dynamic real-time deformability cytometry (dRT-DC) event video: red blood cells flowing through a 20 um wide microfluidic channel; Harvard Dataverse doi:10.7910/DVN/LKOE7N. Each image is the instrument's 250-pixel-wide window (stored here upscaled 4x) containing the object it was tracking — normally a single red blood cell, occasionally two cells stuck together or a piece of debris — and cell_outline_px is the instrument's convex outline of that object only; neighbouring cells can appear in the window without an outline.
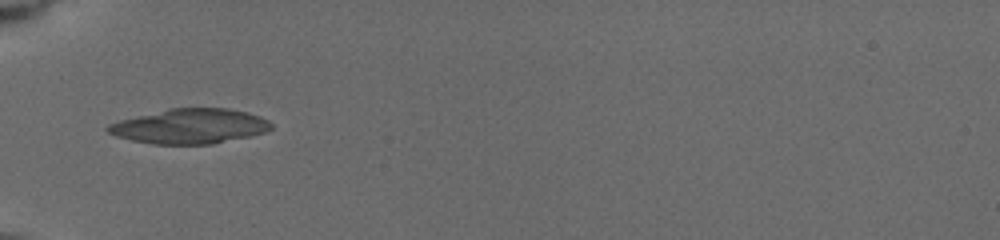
{"species": "common noctule bat (a hibernating species)", "species_latin": "Nyctalus noctula", "temperature_condition": "cold", "stored_images_in_passage": 32, "camera_frame_rate_fps": 3000, "um_per_image_px": 0.085, "animal": {"sex": "female", "body_mass_g": 19.5, "forearm_length_mm": 54.1}, "frame": {"image": 1, "passage_image": 1, "time_ms": 0.0, "image_size_px": [1000, 240], "cell_outline_px": [[272, 128], [268, 132], [252, 136], [212, 144], [156, 144], [132, 140], [116, 136], [108, 132], [104, 128], [108, 124], [120, 120], [168, 108], [228, 108], [248, 112], [260, 116], [268, 120], [272, 124]], "centroid_in_image_um": [16.18, 10.73], "position_along_channel_um": 68.8, "area_um2": 33.35}}
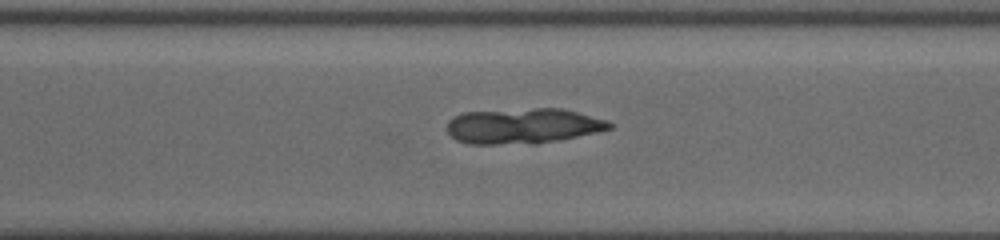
{"frame": {"image": 2, "passage_image": 19, "time_ms": 6.667, "image_size_px": [1000, 240], "cell_outline_px": [[616, 124], [612, 128], [596, 132], [536, 144], [464, 144], [456, 140], [448, 132], [448, 120], [452, 116], [460, 112], [532, 108], [564, 108], [608, 120]], "centroid_in_image_um": [44.44, 10.7], "position_along_channel_um": 326.2, "area_um2": 33.99}}
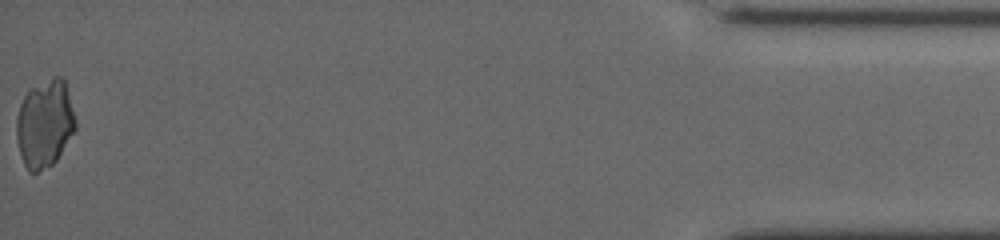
{"frame": {"image": 3, "passage_image": 32, "time_ms": 11.333, "image_size_px": [1000, 240], "cell_outline_px": [[76, 128], [56, 160], [52, 164], [36, 172], [28, 172], [24, 164], [20, 152], [16, 136], [16, 120], [20, 104], [28, 88], [52, 76], [60, 76], [64, 80], [76, 120]], "centroid_in_image_um": [3.78, 10.48], "position_along_channel_um": 431.4, "area_um2": 30.11}}